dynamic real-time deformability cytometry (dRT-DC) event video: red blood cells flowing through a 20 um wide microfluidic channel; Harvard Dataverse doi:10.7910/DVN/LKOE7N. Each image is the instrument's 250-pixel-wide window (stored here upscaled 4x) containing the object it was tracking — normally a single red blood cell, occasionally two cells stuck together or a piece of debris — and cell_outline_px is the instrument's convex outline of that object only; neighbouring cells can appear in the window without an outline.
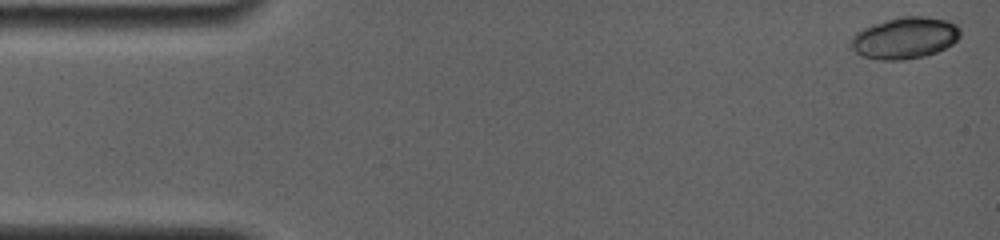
{"species": "common noctule bat (a hibernating species)", "species_latin": "Nyctalus noctula", "temperature_condition": "room temperature", "stored_images_in_passage": 7, "camera_frame_rate_fps": 4000, "um_per_image_px": 0.085, "animal": {"sex": "female", "body_mass_g": 19.0, "forearm_length_mm": 56.7}, "frame": {"image": 1, "passage_image": 1, "time_ms": 0.0, "image_size_px": [1000, 240], "cell_outline_px": [[960, 36], [952, 44], [936, 52], [924, 56], [904, 60], [876, 60], [864, 56], [856, 52], [852, 48], [848, 40], [856, 32], [864, 28], [900, 16], [924, 16], [948, 20], [956, 24], [960, 28]], "centroid_in_image_um": [76.91, 3.23], "position_along_channel_um": 8.1, "area_um2": 26.47}}
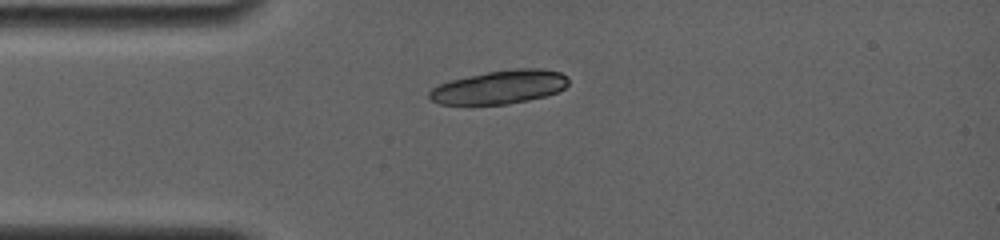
{"frame": {"image": 2, "passage_image": 7, "time_ms": 3.75, "image_size_px": [1000, 240], "cell_outline_px": [[568, 84], [564, 88], [556, 92], [544, 96], [528, 100], [508, 104], [440, 104], [432, 100], [428, 96], [428, 92], [432, 88], [440, 84], [452, 80], [468, 76], [488, 72], [516, 68], [540, 68], [560, 72], [568, 76]], "centroid_in_image_um": [42.49, 7.4], "position_along_channel_um": 42.5, "area_um2": 26.99}}